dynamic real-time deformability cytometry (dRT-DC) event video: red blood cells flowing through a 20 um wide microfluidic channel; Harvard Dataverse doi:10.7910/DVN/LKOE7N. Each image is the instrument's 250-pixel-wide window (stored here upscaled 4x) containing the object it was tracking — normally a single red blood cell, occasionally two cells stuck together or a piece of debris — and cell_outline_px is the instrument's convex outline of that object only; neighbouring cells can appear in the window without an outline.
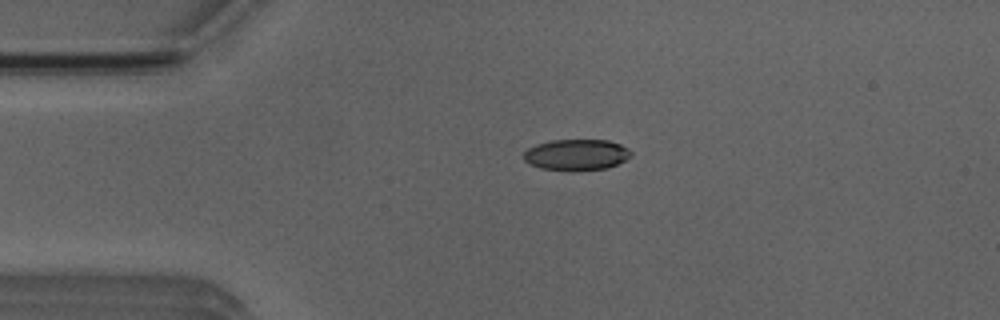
{"species": "Egyptian fruit bat (a non-hibernating species)", "species_latin": "Rousettus aegyptiacus", "temperature_condition": "room temperature", "stored_images_in_passage": 2, "camera_frame_rate_fps": 3000, "um_per_image_px": 0.085, "animal": {"sex": "male"}, "frame": {"image": 1, "passage_image": 1, "time_ms": 0.0, "image_size_px": [1000, 320], "cell_outline_px": [[632, 156], [616, 164], [604, 168], [540, 168], [528, 164], [524, 160], [524, 152], [528, 148], [536, 144], [552, 140], [608, 140], [620, 144], [628, 148], [632, 152]], "centroid_in_image_um": [48.99, 13.1], "position_along_channel_um": 36.0, "area_um2": 18.73}}